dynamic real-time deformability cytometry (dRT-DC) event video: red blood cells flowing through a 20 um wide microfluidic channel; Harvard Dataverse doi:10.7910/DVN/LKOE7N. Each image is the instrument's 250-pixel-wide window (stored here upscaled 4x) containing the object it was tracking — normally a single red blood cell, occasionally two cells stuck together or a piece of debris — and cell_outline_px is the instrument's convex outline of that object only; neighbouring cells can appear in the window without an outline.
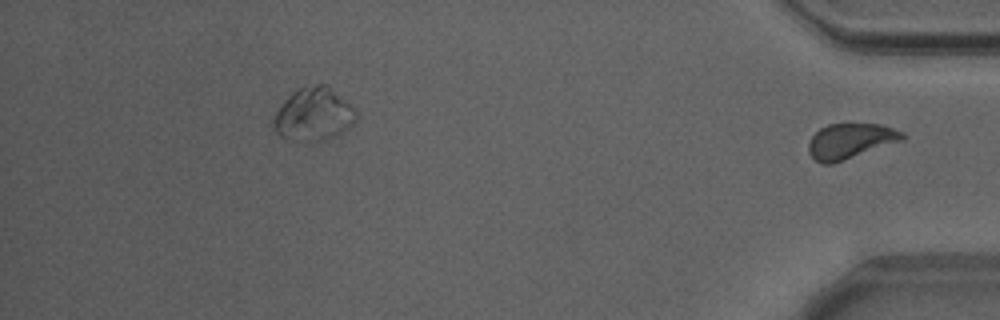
{"species": "Egyptian fruit bat (a non-hibernating species)", "species_latin": "Rousettus aegyptiacus", "temperature_condition": "warm", "stored_images_in_passage": 38, "segment_of_instrument_passage": [2, 2], "camera_frame_rate_fps": 3000, "um_per_image_px": 0.085, "animal": {"sex": "male"}, "frame": {"image": 1, "passage_image": 38, "time_ms": 12.333, "image_size_px": [1000, 320], "cell_outline_px": [[904, 140], [832, 164], [820, 164], [808, 152], [808, 144], [812, 136], [820, 128], [828, 124], [880, 124], [904, 132]], "centroid_in_image_um": [72.27, 11.99], "position_along_channel_um": 362.9, "area_um2": 19.25}}